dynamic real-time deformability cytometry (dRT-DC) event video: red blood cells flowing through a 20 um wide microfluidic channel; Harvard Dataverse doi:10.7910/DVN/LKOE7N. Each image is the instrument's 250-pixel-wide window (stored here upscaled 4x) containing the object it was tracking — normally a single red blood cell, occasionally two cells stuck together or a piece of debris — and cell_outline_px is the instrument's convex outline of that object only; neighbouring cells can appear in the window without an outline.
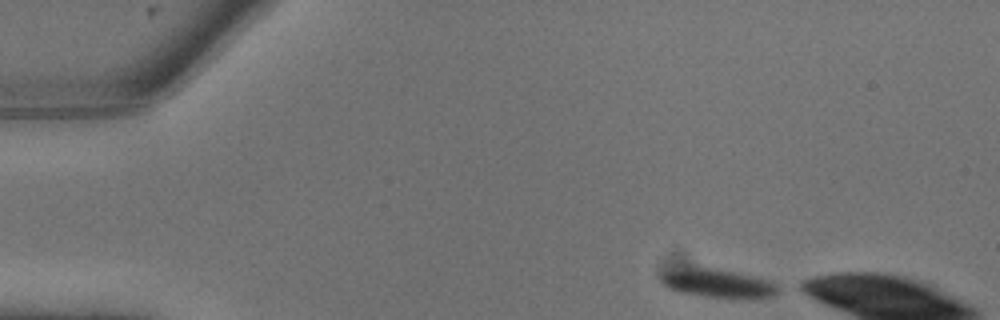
{"species": "common noctule bat (a hibernating species)", "species_latin": "Nyctalus noctula", "temperature_condition": "warm", "stored_images_in_passage": 5, "camera_frame_rate_fps": 3000, "um_per_image_px": 0.085, "animal": {"sex": "male", "body_mass_g": 13.3}, "frame": {"image": 1, "passage_image": 1, "time_ms": 0.0, "image_size_px": [1000, 320], "cell_outline_px": [[776, 292], [772, 296], [704, 296], [680, 292], [664, 284], [664, 272], [684, 268], [712, 268], [752, 276], [768, 280], [776, 284]], "centroid_in_image_um": [61.0, 24.06], "position_along_channel_um": 24.0, "area_um2": 17.92}}